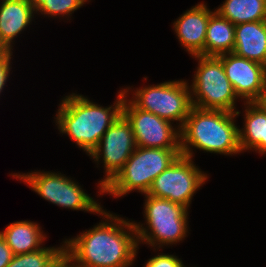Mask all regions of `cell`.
<instances>
[{
	"instance_id": "1",
	"label": "cell",
	"mask_w": 266,
	"mask_h": 267,
	"mask_svg": "<svg viewBox=\"0 0 266 267\" xmlns=\"http://www.w3.org/2000/svg\"><path fill=\"white\" fill-rule=\"evenodd\" d=\"M104 220L92 229L66 239L64 252L73 267H130L139 244L133 221L103 210Z\"/></svg>"
},
{
	"instance_id": "2",
	"label": "cell",
	"mask_w": 266,
	"mask_h": 267,
	"mask_svg": "<svg viewBox=\"0 0 266 267\" xmlns=\"http://www.w3.org/2000/svg\"><path fill=\"white\" fill-rule=\"evenodd\" d=\"M129 89L120 90L116 102L109 107L100 106L82 94L72 93L63 97L55 117L60 133L67 134L89 156L122 114L124 97L128 96Z\"/></svg>"
},
{
	"instance_id": "3",
	"label": "cell",
	"mask_w": 266,
	"mask_h": 267,
	"mask_svg": "<svg viewBox=\"0 0 266 267\" xmlns=\"http://www.w3.org/2000/svg\"><path fill=\"white\" fill-rule=\"evenodd\" d=\"M239 115V110L228 112L192 106L180 129L181 155L193 158V146L216 154L232 156L241 153L239 128L235 123Z\"/></svg>"
},
{
	"instance_id": "4",
	"label": "cell",
	"mask_w": 266,
	"mask_h": 267,
	"mask_svg": "<svg viewBox=\"0 0 266 267\" xmlns=\"http://www.w3.org/2000/svg\"><path fill=\"white\" fill-rule=\"evenodd\" d=\"M181 154L180 149L137 146L124 167L104 186V193L119 198L137 190L147 194L154 179Z\"/></svg>"
},
{
	"instance_id": "5",
	"label": "cell",
	"mask_w": 266,
	"mask_h": 267,
	"mask_svg": "<svg viewBox=\"0 0 266 267\" xmlns=\"http://www.w3.org/2000/svg\"><path fill=\"white\" fill-rule=\"evenodd\" d=\"M144 215L147 228L133 221L138 244L151 247L173 245L185 239L188 233V209L168 199L144 194ZM159 245V246H158Z\"/></svg>"
},
{
	"instance_id": "6",
	"label": "cell",
	"mask_w": 266,
	"mask_h": 267,
	"mask_svg": "<svg viewBox=\"0 0 266 267\" xmlns=\"http://www.w3.org/2000/svg\"><path fill=\"white\" fill-rule=\"evenodd\" d=\"M198 67L190 85L192 106L200 109L236 112L238 99L217 56H193Z\"/></svg>"
},
{
	"instance_id": "7",
	"label": "cell",
	"mask_w": 266,
	"mask_h": 267,
	"mask_svg": "<svg viewBox=\"0 0 266 267\" xmlns=\"http://www.w3.org/2000/svg\"><path fill=\"white\" fill-rule=\"evenodd\" d=\"M12 177L26 183L31 190L52 204L71 210L100 214L104 209L81 188L78 182L56 172L14 173Z\"/></svg>"
},
{
	"instance_id": "8",
	"label": "cell",
	"mask_w": 266,
	"mask_h": 267,
	"mask_svg": "<svg viewBox=\"0 0 266 267\" xmlns=\"http://www.w3.org/2000/svg\"><path fill=\"white\" fill-rule=\"evenodd\" d=\"M132 94L133 97L129 100L137 108L169 122L179 121L178 129L184 125L192 107L190 87L182 79L139 87Z\"/></svg>"
},
{
	"instance_id": "9",
	"label": "cell",
	"mask_w": 266,
	"mask_h": 267,
	"mask_svg": "<svg viewBox=\"0 0 266 267\" xmlns=\"http://www.w3.org/2000/svg\"><path fill=\"white\" fill-rule=\"evenodd\" d=\"M207 178V174L194 164L192 158L180 154L154 179L147 195L168 199L188 208L194 194Z\"/></svg>"
},
{
	"instance_id": "10",
	"label": "cell",
	"mask_w": 266,
	"mask_h": 267,
	"mask_svg": "<svg viewBox=\"0 0 266 267\" xmlns=\"http://www.w3.org/2000/svg\"><path fill=\"white\" fill-rule=\"evenodd\" d=\"M136 147L132 126L126 117L121 114L104 133L97 147L89 155L97 163L103 159L105 177L99 181L100 183L97 186L100 195L104 194V186L124 167Z\"/></svg>"
},
{
	"instance_id": "11",
	"label": "cell",
	"mask_w": 266,
	"mask_h": 267,
	"mask_svg": "<svg viewBox=\"0 0 266 267\" xmlns=\"http://www.w3.org/2000/svg\"><path fill=\"white\" fill-rule=\"evenodd\" d=\"M124 97L122 114L130 122L137 146L160 149H180V129L173 122L137 108ZM177 128V129H176Z\"/></svg>"
},
{
	"instance_id": "12",
	"label": "cell",
	"mask_w": 266,
	"mask_h": 267,
	"mask_svg": "<svg viewBox=\"0 0 266 267\" xmlns=\"http://www.w3.org/2000/svg\"><path fill=\"white\" fill-rule=\"evenodd\" d=\"M237 97L245 102H262L266 98V66L237 56L233 52L217 56Z\"/></svg>"
},
{
	"instance_id": "13",
	"label": "cell",
	"mask_w": 266,
	"mask_h": 267,
	"mask_svg": "<svg viewBox=\"0 0 266 267\" xmlns=\"http://www.w3.org/2000/svg\"><path fill=\"white\" fill-rule=\"evenodd\" d=\"M213 11L203 2L184 12L176 21L173 28L181 46L191 56H205V39L207 24Z\"/></svg>"
},
{
	"instance_id": "14",
	"label": "cell",
	"mask_w": 266,
	"mask_h": 267,
	"mask_svg": "<svg viewBox=\"0 0 266 267\" xmlns=\"http://www.w3.org/2000/svg\"><path fill=\"white\" fill-rule=\"evenodd\" d=\"M32 0H1L0 51L12 52L13 40L34 18Z\"/></svg>"
},
{
	"instance_id": "15",
	"label": "cell",
	"mask_w": 266,
	"mask_h": 267,
	"mask_svg": "<svg viewBox=\"0 0 266 267\" xmlns=\"http://www.w3.org/2000/svg\"><path fill=\"white\" fill-rule=\"evenodd\" d=\"M244 102V128L238 129L241 152L255 150L266 154V103Z\"/></svg>"
},
{
	"instance_id": "16",
	"label": "cell",
	"mask_w": 266,
	"mask_h": 267,
	"mask_svg": "<svg viewBox=\"0 0 266 267\" xmlns=\"http://www.w3.org/2000/svg\"><path fill=\"white\" fill-rule=\"evenodd\" d=\"M233 53L266 66V21L235 25Z\"/></svg>"
},
{
	"instance_id": "17",
	"label": "cell",
	"mask_w": 266,
	"mask_h": 267,
	"mask_svg": "<svg viewBox=\"0 0 266 267\" xmlns=\"http://www.w3.org/2000/svg\"><path fill=\"white\" fill-rule=\"evenodd\" d=\"M0 234L14 255L41 249L42 242L47 237L38 223L27 220L9 224L4 231H0Z\"/></svg>"
},
{
	"instance_id": "18",
	"label": "cell",
	"mask_w": 266,
	"mask_h": 267,
	"mask_svg": "<svg viewBox=\"0 0 266 267\" xmlns=\"http://www.w3.org/2000/svg\"><path fill=\"white\" fill-rule=\"evenodd\" d=\"M235 25L215 10L210 15L206 30L205 56H219L233 52Z\"/></svg>"
},
{
	"instance_id": "19",
	"label": "cell",
	"mask_w": 266,
	"mask_h": 267,
	"mask_svg": "<svg viewBox=\"0 0 266 267\" xmlns=\"http://www.w3.org/2000/svg\"><path fill=\"white\" fill-rule=\"evenodd\" d=\"M215 11L234 25L266 21V0H225Z\"/></svg>"
},
{
	"instance_id": "20",
	"label": "cell",
	"mask_w": 266,
	"mask_h": 267,
	"mask_svg": "<svg viewBox=\"0 0 266 267\" xmlns=\"http://www.w3.org/2000/svg\"><path fill=\"white\" fill-rule=\"evenodd\" d=\"M64 253L60 247H42L39 250L14 255L7 267H49Z\"/></svg>"
},
{
	"instance_id": "21",
	"label": "cell",
	"mask_w": 266,
	"mask_h": 267,
	"mask_svg": "<svg viewBox=\"0 0 266 267\" xmlns=\"http://www.w3.org/2000/svg\"><path fill=\"white\" fill-rule=\"evenodd\" d=\"M88 0H32V6L35 13L49 17L71 16L74 11L81 8ZM63 15V16H62Z\"/></svg>"
},
{
	"instance_id": "22",
	"label": "cell",
	"mask_w": 266,
	"mask_h": 267,
	"mask_svg": "<svg viewBox=\"0 0 266 267\" xmlns=\"http://www.w3.org/2000/svg\"><path fill=\"white\" fill-rule=\"evenodd\" d=\"M143 267H185V265L176 255L161 253L148 259Z\"/></svg>"
},
{
	"instance_id": "23",
	"label": "cell",
	"mask_w": 266,
	"mask_h": 267,
	"mask_svg": "<svg viewBox=\"0 0 266 267\" xmlns=\"http://www.w3.org/2000/svg\"><path fill=\"white\" fill-rule=\"evenodd\" d=\"M12 53L0 51V94L10 75Z\"/></svg>"
},
{
	"instance_id": "24",
	"label": "cell",
	"mask_w": 266,
	"mask_h": 267,
	"mask_svg": "<svg viewBox=\"0 0 266 267\" xmlns=\"http://www.w3.org/2000/svg\"><path fill=\"white\" fill-rule=\"evenodd\" d=\"M14 254L0 234V267H7Z\"/></svg>"
},
{
	"instance_id": "25",
	"label": "cell",
	"mask_w": 266,
	"mask_h": 267,
	"mask_svg": "<svg viewBox=\"0 0 266 267\" xmlns=\"http://www.w3.org/2000/svg\"><path fill=\"white\" fill-rule=\"evenodd\" d=\"M49 267H73L70 257L64 252L54 263Z\"/></svg>"
}]
</instances>
